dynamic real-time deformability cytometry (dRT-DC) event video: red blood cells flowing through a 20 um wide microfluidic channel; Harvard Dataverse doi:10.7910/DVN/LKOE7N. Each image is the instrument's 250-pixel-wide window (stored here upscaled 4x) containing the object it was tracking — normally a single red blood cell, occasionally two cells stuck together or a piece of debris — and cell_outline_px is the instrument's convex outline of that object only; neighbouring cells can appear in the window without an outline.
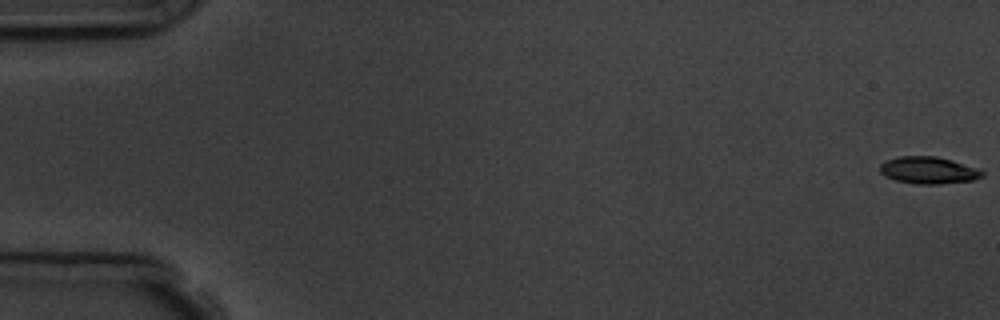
{"species": "common noctule bat (a hibernating species)", "species_latin": "Nyctalus noctula", "temperature_condition": "room temperature", "stored_images_in_passage": 5, "camera_frame_rate_fps": 3000, "um_per_image_px": 0.085, "animal": {"sex": "male", "body_mass_g": 19.5, "forearm_length_mm": 54.6}, "frame": {"image": 1, "passage_image": 1, "time_ms": 0.0, "image_size_px": [1000, 320], "cell_outline_px": [[984, 176], [972, 180], [940, 184], [916, 184], [896, 180], [884, 176], [880, 172], [880, 164], [888, 160], [900, 156], [936, 156], [952, 160], [980, 168], [984, 172]], "centroid_in_image_um": [78.95, 14.47], "position_along_channel_um": 6.0, "area_um2": 16.18}}
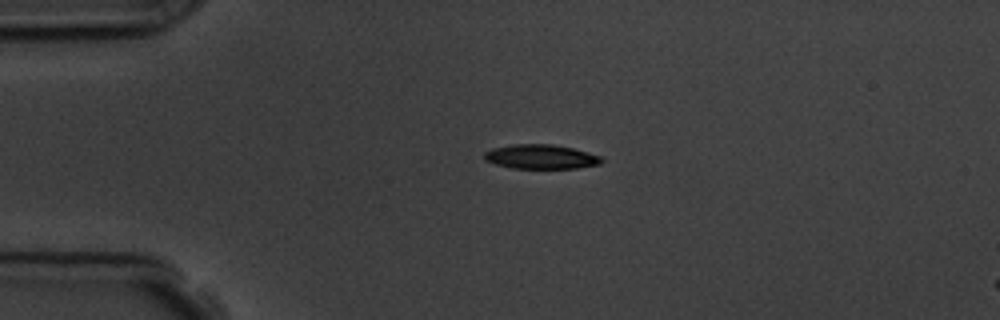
{"frame": {"image": 2, "passage_image": 5, "time_ms": 4.333, "image_size_px": [1000, 320], "cell_outline_px": [[604, 160], [600, 164], [576, 168], [512, 168], [496, 164], [484, 160], [484, 152], [492, 148], [512, 144], [552, 144], [572, 148], [588, 152], [600, 156]], "centroid_in_image_um": [45.96, 13.32], "position_along_channel_um": 39.0, "area_um2": 16.65}}